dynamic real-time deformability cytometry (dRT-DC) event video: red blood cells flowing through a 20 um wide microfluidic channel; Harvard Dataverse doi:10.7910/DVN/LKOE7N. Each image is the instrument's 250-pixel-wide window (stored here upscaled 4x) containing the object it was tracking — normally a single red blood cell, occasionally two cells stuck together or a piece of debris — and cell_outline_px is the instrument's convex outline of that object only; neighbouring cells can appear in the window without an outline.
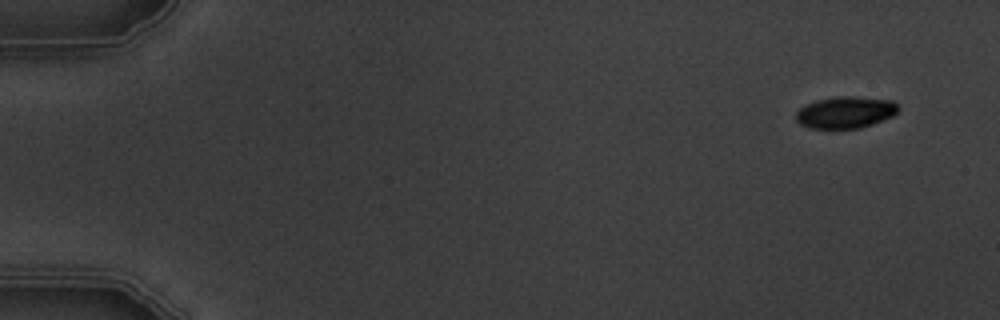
{"species": "common noctule bat (a hibernating species)", "species_latin": "Nyctalus noctula", "temperature_condition": "warm", "stored_images_in_passage": 5, "camera_frame_rate_fps": 3000, "um_per_image_px": 0.085, "animal": {"sex": "male", "body_mass_g": 19.5, "forearm_length_mm": 54.6}, "frame": {"image": 1, "passage_image": 1, "time_ms": 0.0, "image_size_px": [1000, 320], "cell_outline_px": [[900, 108], [892, 116], [872, 124], [860, 128], [808, 128], [800, 124], [796, 120], [796, 112], [804, 104], [816, 100], [840, 96], [856, 96], [892, 100]], "centroid_in_image_um": [71.84, 9.54], "position_along_channel_um": 13.2, "area_um2": 18.96}}
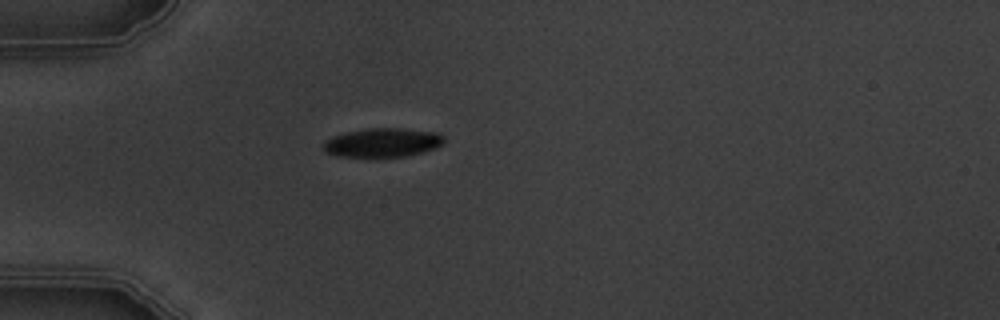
{"frame": {"image": 2, "passage_image": 4, "time_ms": 4.333, "image_size_px": [1000, 320], "cell_outline_px": [[444, 140], [440, 144], [424, 152], [408, 156], [368, 160], [336, 156], [324, 152], [324, 140], [332, 136], [348, 132], [368, 128], [400, 128], [436, 132], [444, 136]], "centroid_in_image_um": [32.44, 12.17], "position_along_channel_um": 52.6, "area_um2": 21.15}}